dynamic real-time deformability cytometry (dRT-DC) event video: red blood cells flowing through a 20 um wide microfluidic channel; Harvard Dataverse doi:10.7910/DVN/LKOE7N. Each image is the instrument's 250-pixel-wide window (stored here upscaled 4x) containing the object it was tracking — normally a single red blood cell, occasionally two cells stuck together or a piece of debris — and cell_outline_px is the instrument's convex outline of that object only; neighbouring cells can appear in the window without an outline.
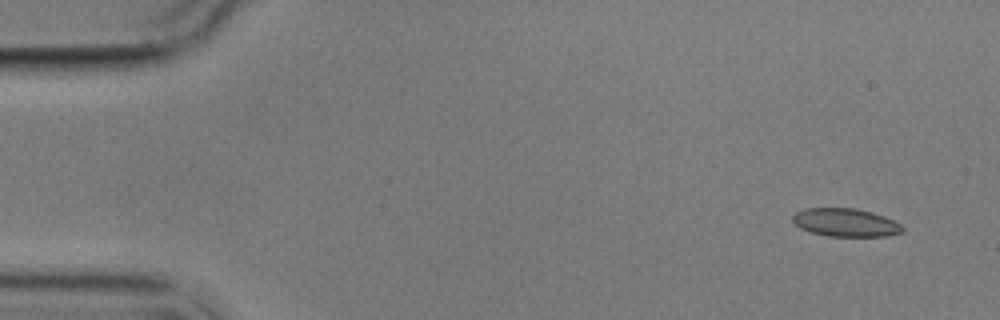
{"species": "common noctule bat (a hibernating species)", "species_latin": "Nyctalus noctula", "temperature_condition": "cold", "stored_images_in_passage": 7, "camera_frame_rate_fps": 3000, "um_per_image_px": 0.085, "animal": {"sex": "male", "body_mass_g": 17.9}, "frame": {"image": 1, "passage_image": 1, "time_ms": 0.0, "image_size_px": [1000, 320], "cell_outline_px": [[904, 228], [900, 232], [888, 236], [828, 236], [812, 232], [800, 228], [792, 220], [792, 216], [796, 212], [804, 208], [856, 208], [872, 212], [884, 216], [900, 224]], "centroid_in_image_um": [71.85, 18.9], "position_along_channel_um": 13.1, "area_um2": 17.92}}
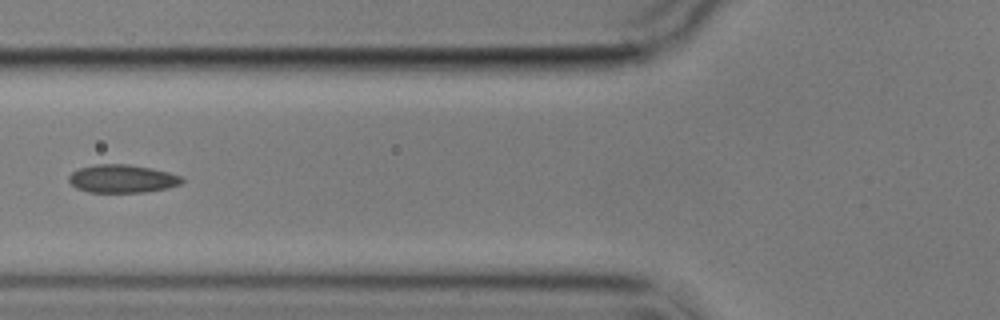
{"frame": {"image": 2, "passage_image": 5, "time_ms": 6.0, "image_size_px": [1000, 320], "cell_outline_px": [[184, 180], [180, 184], [168, 188], [144, 192], [88, 192], [76, 188], [68, 180], [68, 176], [72, 172], [80, 168], [96, 164], [128, 164], [152, 168], [168, 172], [180, 176]], "centroid_in_image_um": [10.38, 15.19], "position_along_channel_um": 115.4, "area_um2": 18.5}}
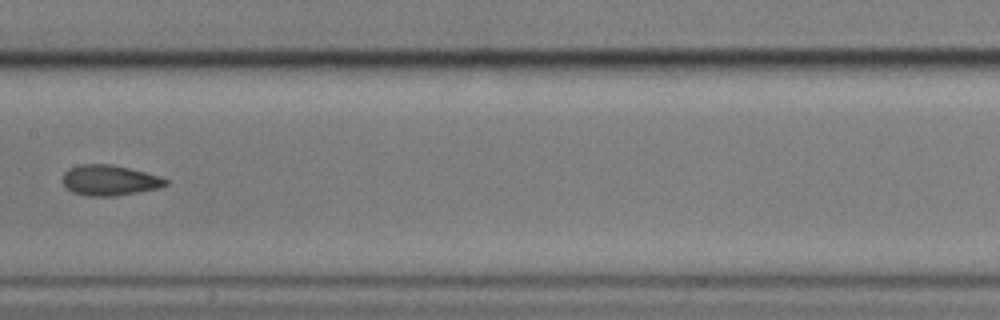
{"frame": {"image": 3, "passage_image": 7, "time_ms": 8.333, "image_size_px": [1000, 320], "cell_outline_px": [[168, 184], [160, 188], [116, 196], [88, 196], [72, 192], [60, 180], [64, 172], [68, 168], [80, 164], [112, 164], [160, 176], [168, 180]], "centroid_in_image_um": [9.29, 15.32], "position_along_channel_um": 198.1, "area_um2": 18.44}}